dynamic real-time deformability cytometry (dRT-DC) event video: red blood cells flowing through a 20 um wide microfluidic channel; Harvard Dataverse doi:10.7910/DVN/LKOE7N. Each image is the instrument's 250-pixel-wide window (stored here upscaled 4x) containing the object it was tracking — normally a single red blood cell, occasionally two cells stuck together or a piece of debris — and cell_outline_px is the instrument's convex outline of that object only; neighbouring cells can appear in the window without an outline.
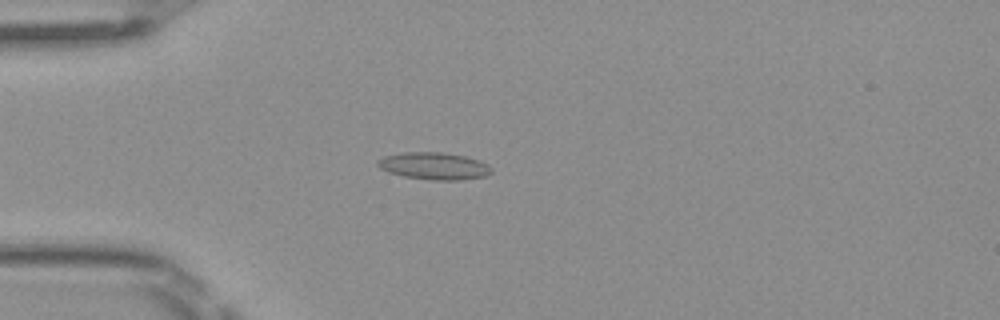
{"species": "Egyptian fruit bat (a non-hibernating species)", "species_latin": "Rousettus aegyptiacus", "temperature_condition": "room temperature", "stored_images_in_passage": 38, "camera_frame_rate_fps": 3000, "um_per_image_px": 0.085, "frame": {"image": 1, "passage_image": 2, "time_ms": 0.333, "image_size_px": [1000, 320], "cell_outline_px": [[492, 172], [488, 176], [460, 180], [432, 180], [404, 176], [388, 172], [380, 168], [376, 164], [376, 160], [384, 156], [404, 152], [444, 152], [464, 156], [480, 160], [488, 164], [492, 168]], "centroid_in_image_um": [36.91, 14.11], "position_along_channel_um": 48.1, "area_um2": 18.21}}
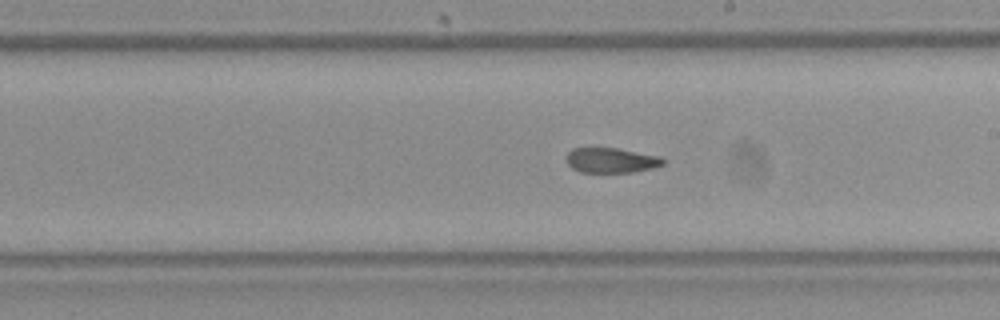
{"frame": {"image": 2, "passage_image": 17, "time_ms": 5.333, "image_size_px": [1000, 320], "cell_outline_px": [[664, 164], [652, 168], [632, 172], [580, 172], [572, 168], [568, 164], [564, 156], [572, 148], [616, 148], [660, 156], [664, 160]], "centroid_in_image_um": [51.91, 13.62], "position_along_channel_um": 237.1, "area_um2": 14.1}}
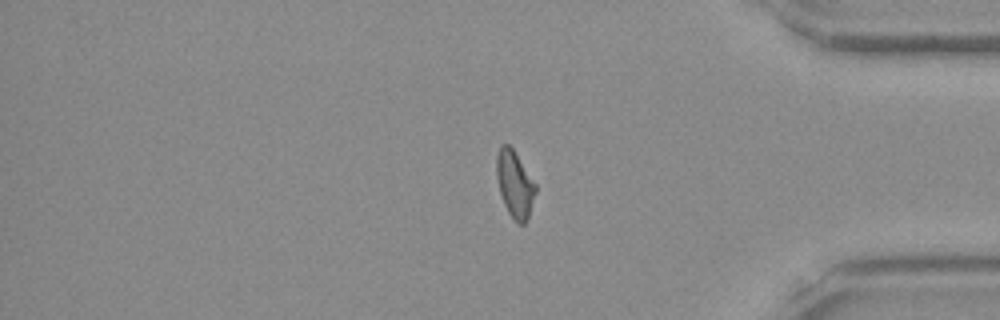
{"frame": {"image": 3, "passage_image": 30, "time_ms": 9.667, "image_size_px": [1000, 320], "cell_outline_px": [[536, 192], [528, 220], [524, 224], [520, 224], [508, 212], [504, 204], [500, 192], [496, 176], [496, 156], [500, 144], [508, 144], [512, 148], [536, 184]], "centroid_in_image_um": [43.75, 15.64], "position_along_channel_um": 391.4, "area_um2": 15.09}, "authors_computed_cell_mechanics": {"area_um2": 15.317, "velocity_mm_per_s": 4.0648, "shape_relaxation_time_tau1_ms": null, "shape_relaxation_time_tau2_ms": 1.7706, "deformation_change_tau1": null, "deformation_change_tau2": 0.0823}}